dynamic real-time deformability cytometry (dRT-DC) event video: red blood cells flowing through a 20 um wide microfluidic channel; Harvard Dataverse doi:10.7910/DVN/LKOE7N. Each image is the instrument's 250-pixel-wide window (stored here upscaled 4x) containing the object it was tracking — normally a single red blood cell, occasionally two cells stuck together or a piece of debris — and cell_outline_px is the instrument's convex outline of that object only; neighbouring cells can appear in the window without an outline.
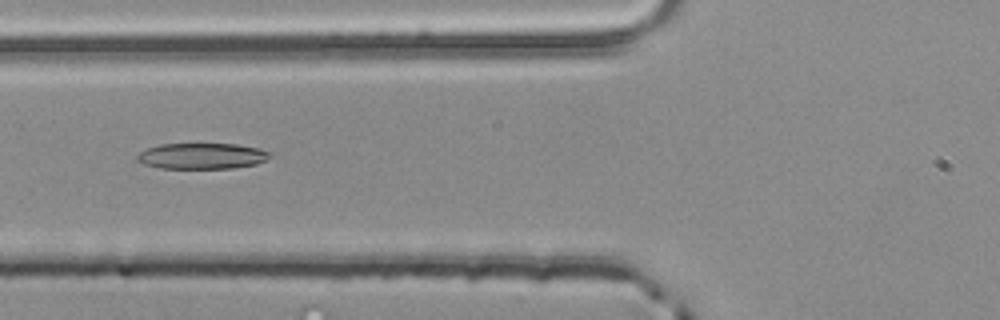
{"species": "common noctule bat (a hibernating species)", "species_latin": "Nyctalus noctula", "temperature_condition": "room temperature", "stored_images_in_passage": 5, "camera_frame_rate_fps": 3000, "um_per_image_px": 0.085, "animal": {"sex": "male", "body_mass_g": 20.4}, "frame": {"image": 1, "passage_image": 5, "time_ms": 1.333, "image_size_px": [1000, 320], "cell_outline_px": [[272, 156], [256, 164], [232, 168], [160, 168], [144, 164], [136, 160], [136, 156], [140, 152], [148, 148], [160, 144], [236, 144], [260, 148], [272, 152]], "centroid_in_image_um": [17.18, 13.26], "position_along_channel_um": 108.6, "area_um2": 20.06}}